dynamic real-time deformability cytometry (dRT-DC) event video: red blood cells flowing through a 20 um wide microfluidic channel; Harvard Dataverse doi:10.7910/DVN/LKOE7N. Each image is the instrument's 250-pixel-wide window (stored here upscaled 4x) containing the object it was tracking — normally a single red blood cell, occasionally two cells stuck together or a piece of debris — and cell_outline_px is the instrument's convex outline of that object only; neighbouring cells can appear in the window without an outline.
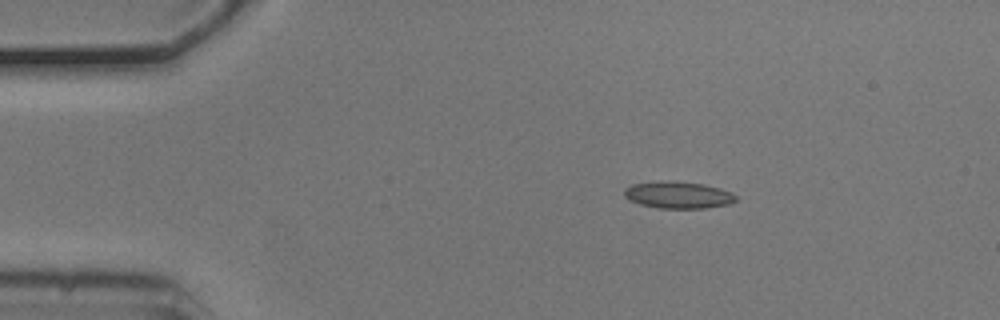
{"species": "common noctule bat (a hibernating species)", "species_latin": "Nyctalus noctula", "temperature_condition": "cold", "stored_images_in_passage": 3, "camera_frame_rate_fps": 3000, "um_per_image_px": 0.085, "animal": {"sex": "male", "body_mass_g": 20.5, "forearm_length_mm": 52.5}, "frame": {"image": 1, "passage_image": 1, "time_ms": 0.0, "image_size_px": [1000, 320], "cell_outline_px": [[736, 200], [728, 204], [704, 208], [660, 208], [640, 204], [624, 196], [624, 188], [632, 184], [704, 184], [720, 188], [732, 192], [736, 196]], "centroid_in_image_um": [57.7, 16.63], "position_along_channel_um": 27.3, "area_um2": 16.36}}